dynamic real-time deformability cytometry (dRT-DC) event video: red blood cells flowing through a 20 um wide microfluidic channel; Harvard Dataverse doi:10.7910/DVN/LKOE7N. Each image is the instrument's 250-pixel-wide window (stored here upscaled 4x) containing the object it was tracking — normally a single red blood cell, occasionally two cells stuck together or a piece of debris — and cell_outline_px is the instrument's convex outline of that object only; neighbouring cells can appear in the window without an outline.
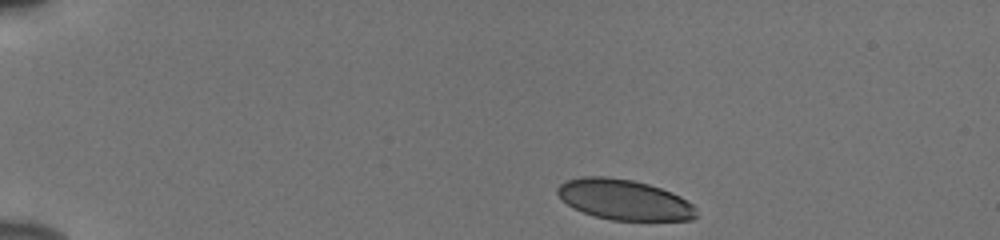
{"species": "human", "species_latin": "Homo sapiens", "temperature_condition": "cold", "stored_images_in_passage": 45, "camera_frame_rate_fps": 3000, "um_per_image_px": 0.085, "donor": {"sex": "male"}, "frame": {"image": 1, "passage_image": 1, "time_ms": 0.0, "image_size_px": [1000, 240], "cell_outline_px": [[700, 216], [692, 220], [612, 220], [596, 216], [572, 208], [556, 192], [556, 188], [560, 184], [568, 180], [584, 176], [604, 176], [632, 180], [648, 184], [672, 192], [680, 196], [692, 204], [696, 208]], "centroid_in_image_um": [53.09, 16.98], "position_along_channel_um": 31.9, "area_um2": 32.66}}
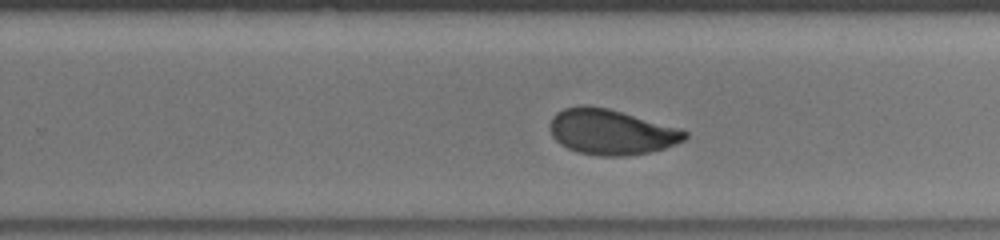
{"frame": {"image": 2, "passage_image": 27, "time_ms": 8.667, "image_size_px": [1000, 240], "cell_outline_px": [[688, 136], [684, 140], [676, 144], [664, 148], [648, 152], [624, 156], [600, 156], [576, 152], [560, 144], [552, 136], [548, 124], [552, 116], [556, 112], [564, 108], [580, 104], [588, 104], [608, 108], [680, 128], [688, 132]], "centroid_in_image_um": [51.91, 11.2], "position_along_channel_um": 277.9, "area_um2": 36.01}}
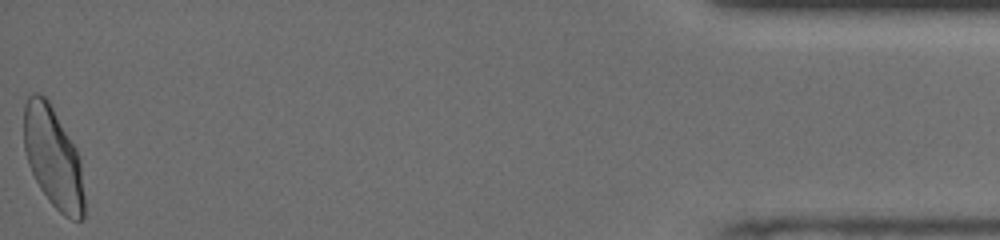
{"frame": {"image": 3, "passage_image": 45, "time_ms": 14.667, "image_size_px": [1000, 240], "cell_outline_px": [[84, 220], [72, 220], [64, 216], [48, 200], [40, 188], [28, 164], [24, 148], [24, 104], [28, 96], [32, 92], [36, 92], [44, 96], [48, 100], [76, 148], [80, 160], [84, 196]], "centroid_in_image_um": [4.51, 13.39], "position_along_channel_um": 430.7, "area_um2": 35.49}, "authors_computed_cell_mechanics": {"area_um2": 35.4892, "velocity_mm_per_s": 3.8395, "shape_relaxation_time_tau1_ms": 3.4832, "shape_relaxation_time_tau2_ms": 0.8248, "deformation_change_tau1": 0.1374, "deformation_change_tau2": 0.0567}}